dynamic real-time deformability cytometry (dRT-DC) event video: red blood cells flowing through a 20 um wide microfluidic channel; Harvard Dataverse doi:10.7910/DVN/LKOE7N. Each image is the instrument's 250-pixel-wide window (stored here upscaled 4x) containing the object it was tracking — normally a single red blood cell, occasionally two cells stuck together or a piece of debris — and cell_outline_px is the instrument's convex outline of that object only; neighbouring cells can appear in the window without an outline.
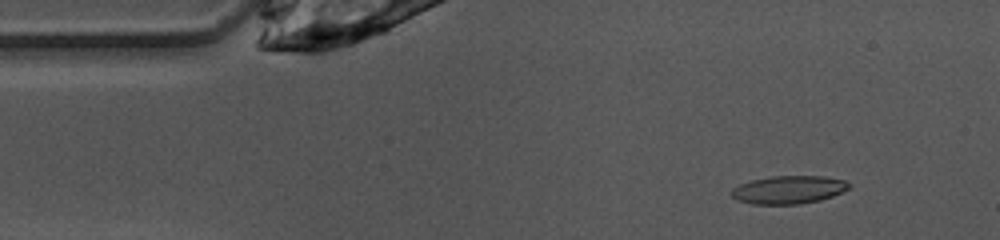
{"species": "common noctule bat (a hibernating species)", "species_latin": "Nyctalus noctula", "temperature_condition": "warm", "stored_images_in_passage": 44, "camera_frame_rate_fps": 3000, "um_per_image_px": 0.085, "animal": {"sex": "female", "body_mass_g": 10.0, "forearm_length_mm": 53.1}, "frame": {"image": 1, "passage_image": 1, "time_ms": 0.0, "image_size_px": [1000, 240], "cell_outline_px": [[852, 184], [848, 188], [832, 196], [820, 200], [800, 204], [752, 204], [736, 200], [728, 192], [732, 188], [740, 184], [752, 180], [772, 176], [824, 176], [844, 180]], "centroid_in_image_um": [66.99, 16.13], "position_along_channel_um": 18.0, "area_um2": 19.25}}
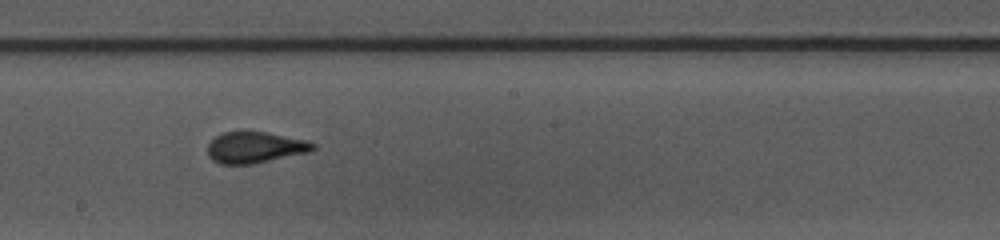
{"frame": {"image": 2, "passage_image": 21, "time_ms": 6.667, "image_size_px": [1000, 240], "cell_outline_px": [[316, 148], [312, 152], [252, 164], [220, 164], [212, 160], [208, 156], [208, 144], [216, 136], [224, 132], [264, 132], [308, 140], [316, 144]], "centroid_in_image_um": [21.72, 12.54], "position_along_channel_um": 226.5, "area_um2": 19.25}}
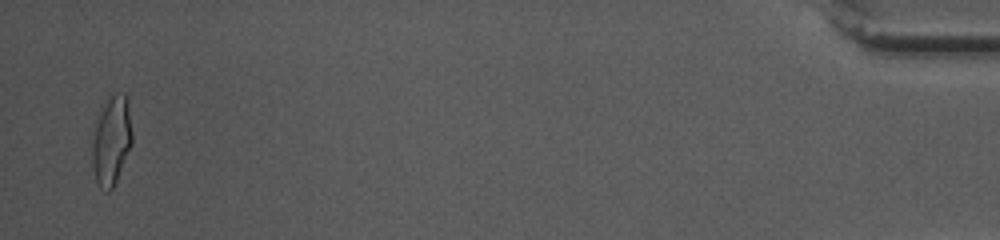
{"frame": {"image": 3, "passage_image": 43, "time_ms": 14.0, "image_size_px": [1000, 240], "cell_outline_px": [[132, 144], [116, 180], [112, 188], [108, 192], [100, 188], [96, 180], [92, 164], [92, 144], [96, 128], [108, 92], [124, 92], [128, 96], [132, 132]], "centroid_in_image_um": [9.51, 11.88], "position_along_channel_um": 425.7, "area_um2": 20.69}}